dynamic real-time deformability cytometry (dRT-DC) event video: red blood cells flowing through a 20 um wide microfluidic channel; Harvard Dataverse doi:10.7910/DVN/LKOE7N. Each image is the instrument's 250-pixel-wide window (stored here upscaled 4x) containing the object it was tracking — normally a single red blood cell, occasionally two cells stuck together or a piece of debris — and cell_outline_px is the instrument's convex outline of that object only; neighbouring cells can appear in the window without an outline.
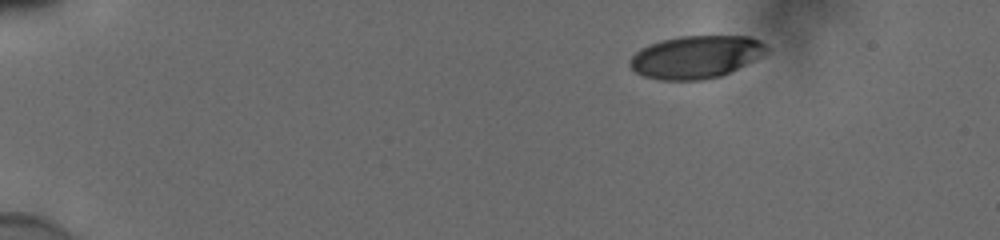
{"species": "human", "species_latin": "Homo sapiens", "temperature_condition": "cold", "stored_images_in_passage": 47, "camera_frame_rate_fps": 3000, "um_per_image_px": 0.085, "donor": {"sex": "male"}, "frame": {"image": 1, "passage_image": 1, "time_ms": 0.0, "image_size_px": [1000, 240], "cell_outline_px": [[772, 48], [768, 52], [720, 76], [704, 80], [660, 80], [644, 76], [636, 72], [628, 64], [628, 60], [640, 48], [648, 44], [660, 40], [680, 36], [752, 36], [760, 40]], "centroid_in_image_um": [59.14, 4.82], "position_along_channel_um": 25.9, "area_um2": 34.1}}
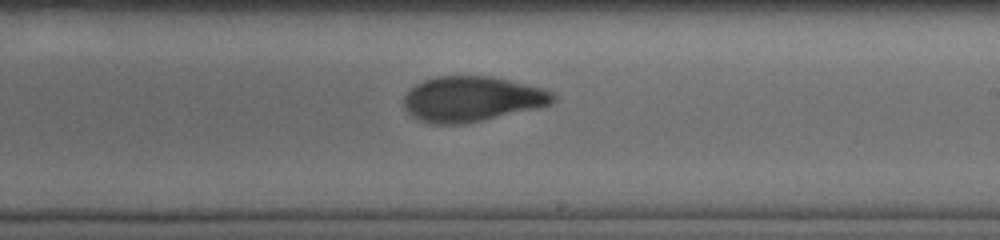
{"frame": {"image": 2, "passage_image": 27, "time_ms": 8.667, "image_size_px": [1000, 240], "cell_outline_px": [[556, 100], [552, 104], [536, 108], [484, 120], [464, 124], [432, 124], [420, 120], [412, 116], [404, 108], [404, 96], [416, 84], [424, 80], [436, 76], [492, 76], [540, 88], [552, 92], [556, 96]], "centroid_in_image_um": [40.1, 8.42], "position_along_channel_um": 248.9, "area_um2": 39.19}}
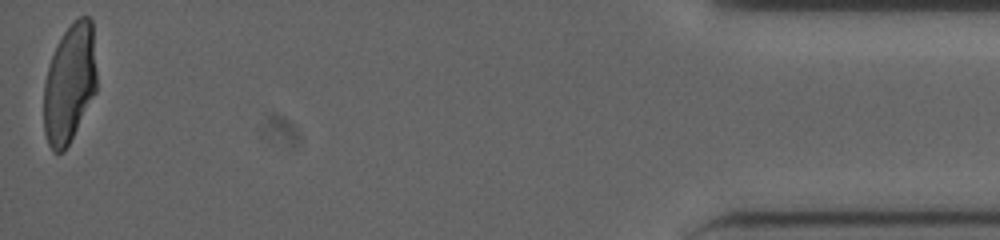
{"frame": {"image": 3, "passage_image": 47, "time_ms": 15.333, "image_size_px": [1000, 240], "cell_outline_px": [[96, 92], [64, 152], [52, 152], [48, 144], [44, 132], [44, 84], [48, 68], [52, 56], [64, 32], [80, 16], [88, 16], [92, 20], [96, 72]], "centroid_in_image_um": [5.91, 7.13], "position_along_channel_um": 429.3, "area_um2": 36.3}, "authors_computed_cell_mechanics": {"area_um2": 38.2058, "velocity_mm_per_s": 3.8626, "shape_relaxation_time_tau1_ms": 4.5755, "shape_relaxation_time_tau2_ms": 1.4392, "deformation_change_tau1": 0.1611, "deformation_change_tau2": 0.0661}}